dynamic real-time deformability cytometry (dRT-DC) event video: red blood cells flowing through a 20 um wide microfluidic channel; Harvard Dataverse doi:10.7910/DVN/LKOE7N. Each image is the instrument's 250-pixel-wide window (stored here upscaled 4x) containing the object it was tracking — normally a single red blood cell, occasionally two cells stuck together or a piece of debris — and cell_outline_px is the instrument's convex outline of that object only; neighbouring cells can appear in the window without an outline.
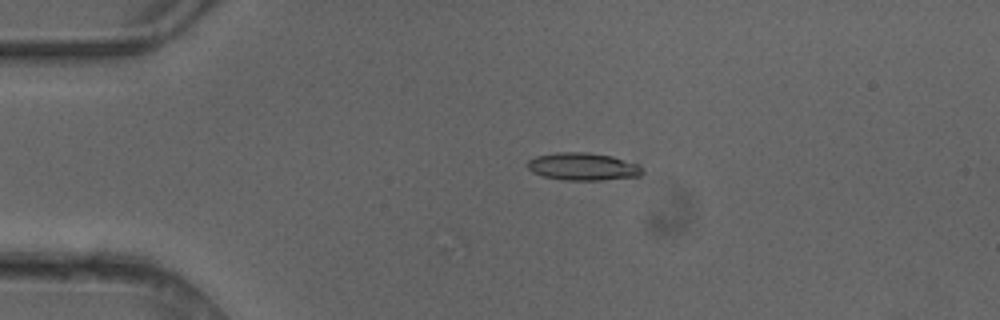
{"species": "common noctule bat (a hibernating species)", "species_latin": "Nyctalus noctula", "temperature_condition": "cold", "stored_images_in_passage": 4, "camera_frame_rate_fps": 3000, "um_per_image_px": 0.085, "animal": {"sex": "female"}, "frame": {"image": 1, "passage_image": 4, "time_ms": 1.0, "image_size_px": [1000, 320], "cell_outline_px": [[644, 172], [640, 176], [604, 180], [564, 180], [544, 176], [532, 172], [528, 168], [528, 160], [536, 156], [556, 152], [588, 152], [612, 156], [640, 164]], "centroid_in_image_um": [49.59, 14.15], "position_along_channel_um": 35.4, "area_um2": 18.61}}